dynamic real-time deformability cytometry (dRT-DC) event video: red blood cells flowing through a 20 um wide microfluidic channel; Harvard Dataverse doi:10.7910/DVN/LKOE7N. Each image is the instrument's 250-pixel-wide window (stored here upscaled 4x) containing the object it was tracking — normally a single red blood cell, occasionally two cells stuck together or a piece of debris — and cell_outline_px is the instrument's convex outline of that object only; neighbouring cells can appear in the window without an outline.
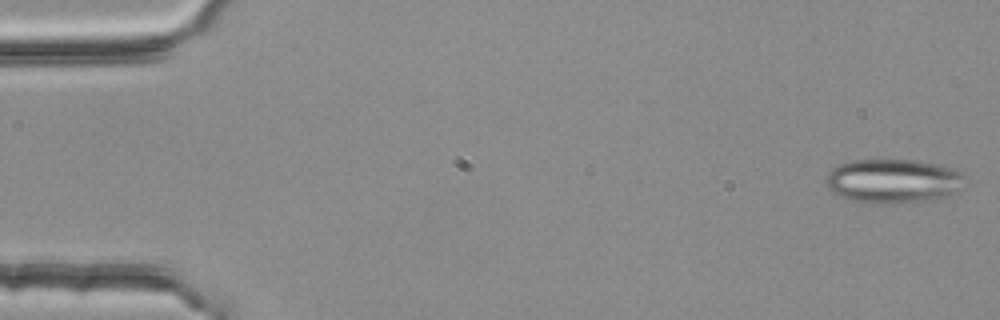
{"species": "common noctule bat (a hibernating species)", "species_latin": "Nyctalus noctula", "temperature_condition": "room temperature", "stored_images_in_passage": 2, "camera_frame_rate_fps": 3000, "um_per_image_px": 0.085, "animal": {"sex": "female", "body_mass_g": 25.1}, "frame": {"image": 1, "passage_image": 1, "time_ms": 0.0, "image_size_px": [1000, 320], "cell_outline_px": [[968, 176], [964, 188], [956, 192], [944, 196], [928, 200], [892, 204], [876, 204], [852, 200], [840, 196], [832, 192], [828, 188], [828, 172], [832, 168], [840, 164], [852, 160], [916, 160], [940, 164], [956, 168], [964, 172]], "centroid_in_image_um": [76.02, 15.38], "position_along_channel_um": 9.0, "area_um2": 36.3}}